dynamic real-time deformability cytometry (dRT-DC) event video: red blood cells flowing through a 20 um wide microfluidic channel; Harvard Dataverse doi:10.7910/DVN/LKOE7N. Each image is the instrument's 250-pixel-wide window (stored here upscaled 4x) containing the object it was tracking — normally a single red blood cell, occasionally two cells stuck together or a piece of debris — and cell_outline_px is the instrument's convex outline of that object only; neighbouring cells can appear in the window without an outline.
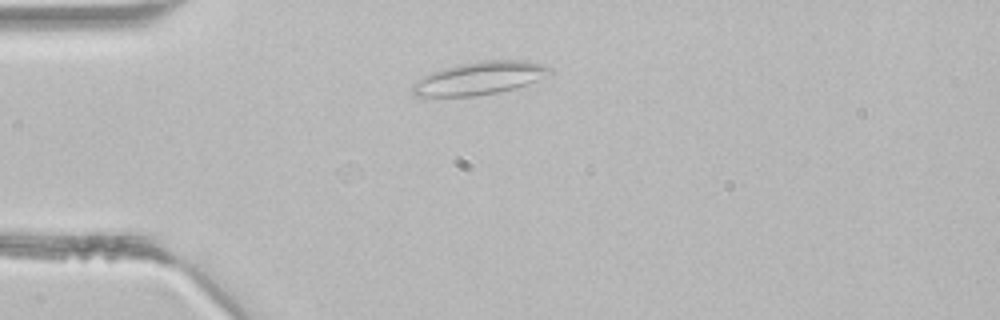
{"species": "common noctule bat (a hibernating species)", "species_latin": "Nyctalus noctula", "temperature_condition": "room temperature", "stored_images_in_passage": 1, "camera_frame_rate_fps": 3000, "um_per_image_px": 0.085, "animal": {"sex": "male", "body_mass_g": 21.5, "forearm_length_mm": 52.0}, "frame": {"image": 1, "passage_image": 1, "time_ms": 0.0, "image_size_px": [1000, 320], "cell_outline_px": [[552, 72], [536, 80], [500, 92], [476, 96], [420, 96], [412, 92], [412, 84], [424, 76], [444, 68], [460, 64], [480, 60], [520, 60], [540, 64], [552, 68]], "centroid_in_image_um": [40.74, 6.64], "position_along_channel_um": 44.3, "area_um2": 25.78}}